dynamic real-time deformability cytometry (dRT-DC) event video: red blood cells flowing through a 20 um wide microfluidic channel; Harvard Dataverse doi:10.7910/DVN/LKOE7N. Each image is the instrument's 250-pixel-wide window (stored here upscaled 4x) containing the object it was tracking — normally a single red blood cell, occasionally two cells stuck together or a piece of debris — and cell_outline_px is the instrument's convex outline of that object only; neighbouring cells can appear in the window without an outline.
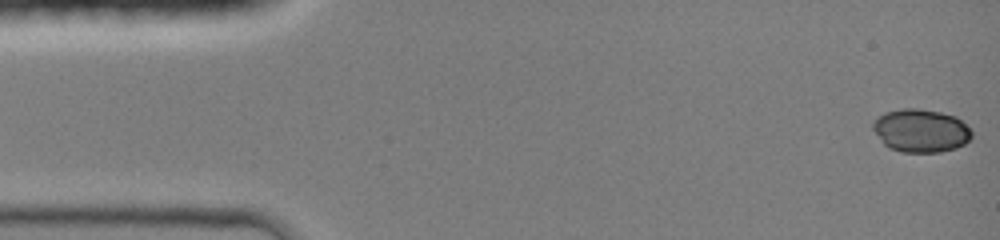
{"species": "common noctule bat (a hibernating species)", "species_latin": "Nyctalus noctula", "temperature_condition": "room temperature", "stored_images_in_passage": 45, "camera_frame_rate_fps": 3000, "um_per_image_px": 0.085, "animal": {"sex": "female", "body_mass_g": 19.0, "forearm_length_mm": 51.5}, "frame": {"image": 1, "passage_image": 1, "time_ms": 0.0, "image_size_px": [1000, 240], "cell_outline_px": [[972, 136], [964, 144], [956, 148], [940, 152], [900, 152], [888, 148], [884, 144], [872, 128], [872, 124], [876, 116], [884, 112], [904, 108], [920, 108], [940, 112], [956, 116], [972, 132]], "centroid_in_image_um": [78.23, 11.1], "position_along_channel_um": 6.8, "area_um2": 24.97}}
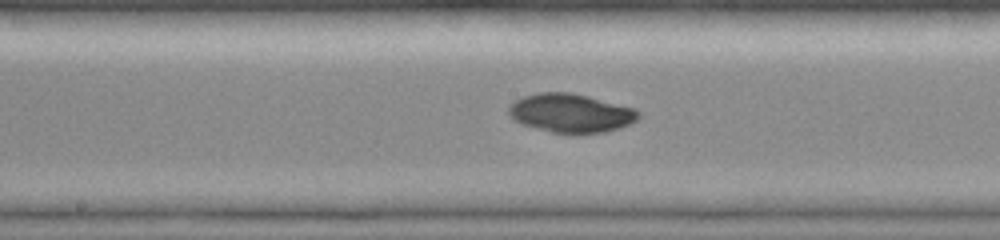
{"frame": {"image": 2, "passage_image": 23, "time_ms": 7.333, "image_size_px": [1000, 240], "cell_outline_px": [[640, 116], [636, 120], [628, 124], [604, 132], [552, 132], [520, 124], [512, 120], [508, 112], [508, 104], [524, 96], [540, 92], [572, 92], [636, 108], [640, 112]], "centroid_in_image_um": [48.48, 9.59], "position_along_channel_um": 199.7, "area_um2": 29.13}}
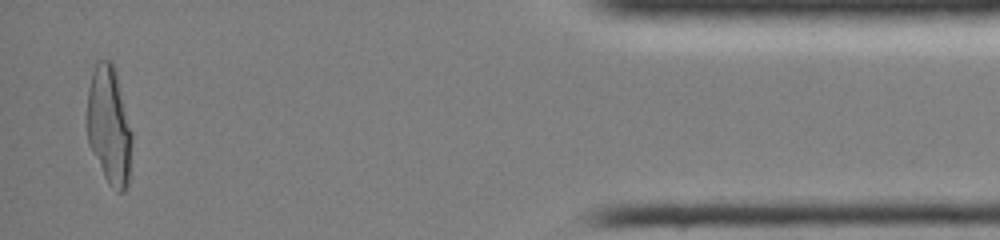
{"frame": {"image": 3, "passage_image": 43, "time_ms": 14.0, "image_size_px": [1000, 240], "cell_outline_px": [[132, 136], [128, 188], [124, 192], [120, 192], [108, 184], [88, 144], [88, 88], [92, 72], [96, 64], [100, 60], [112, 60], [116, 68], [132, 132]], "centroid_in_image_um": [9.29, 10.66], "position_along_channel_um": 425.9, "area_um2": 31.04}, "authors_computed_cell_mechanics": {"area_um2": 28.7266, "velocity_mm_per_s": 4.3082, "shape_relaxation_time_tau1_ms": 7.1628, "shape_relaxation_time_tau2_ms": null, "deformation_change_tau1": 0.165, "deformation_change_tau2": null}}